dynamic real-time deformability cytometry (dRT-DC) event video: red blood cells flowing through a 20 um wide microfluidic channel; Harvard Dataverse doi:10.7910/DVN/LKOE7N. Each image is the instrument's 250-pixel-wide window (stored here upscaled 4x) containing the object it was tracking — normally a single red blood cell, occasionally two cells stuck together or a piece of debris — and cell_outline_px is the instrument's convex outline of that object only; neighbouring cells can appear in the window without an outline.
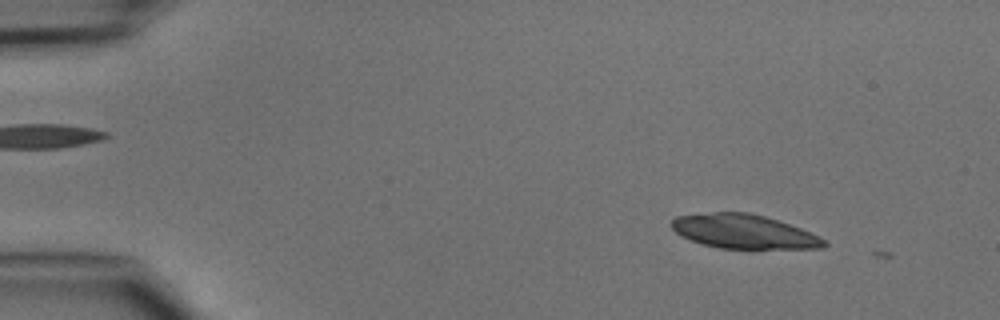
{"species": "common noctule bat (a hibernating species)", "species_latin": "Nyctalus noctula", "temperature_condition": "cold", "stored_images_in_passage": 4, "camera_frame_rate_fps": 3000, "um_per_image_px": 0.085, "animal": {"sex": "male", "body_mass_g": 15.6}, "frame": {"image": 1, "passage_image": 3, "time_ms": 0.667, "image_size_px": [1000, 320], "cell_outline_px": [[828, 244], [824, 248], [720, 248], [704, 244], [680, 236], [668, 224], [676, 216], [712, 212], [748, 212], [764, 216], [800, 228], [820, 236]], "centroid_in_image_um": [63.19, 19.67], "position_along_channel_um": 21.8, "area_um2": 30.06}}